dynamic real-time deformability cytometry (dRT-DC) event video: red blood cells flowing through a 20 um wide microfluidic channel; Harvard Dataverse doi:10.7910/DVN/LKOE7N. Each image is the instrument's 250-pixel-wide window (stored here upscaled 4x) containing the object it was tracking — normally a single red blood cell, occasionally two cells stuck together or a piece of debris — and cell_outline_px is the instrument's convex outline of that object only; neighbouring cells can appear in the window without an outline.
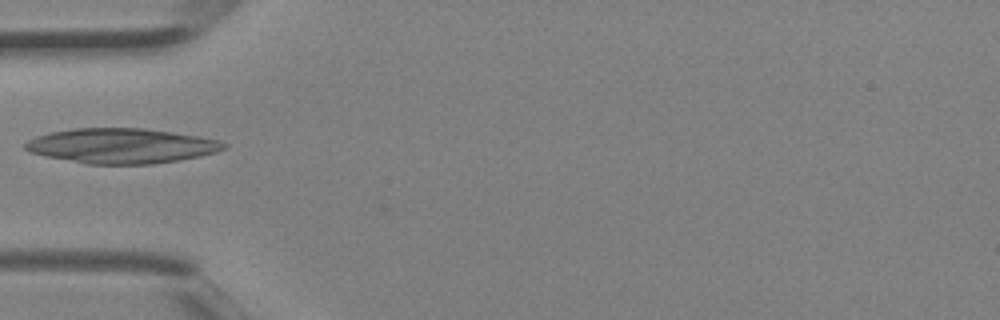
{"species": "Egyptian fruit bat (a non-hibernating species)", "species_latin": "Rousettus aegyptiacus", "temperature_condition": "room temperature", "stored_images_in_passage": 1, "camera_frame_rate_fps": 3000, "um_per_image_px": 0.085, "animal": {"sex": "female"}, "frame": {"image": 1, "passage_image": 1, "time_ms": 0.0, "image_size_px": [1000, 320], "cell_outline_px": [[228, 144], [224, 148], [216, 152], [200, 156], [180, 160], [152, 164], [88, 164], [48, 156], [32, 152], [24, 148], [24, 144], [28, 140], [36, 136], [52, 132], [76, 128], [144, 128], [200, 136], [220, 140]], "centroid_in_image_um": [10.37, 12.39], "position_along_channel_um": 74.6, "area_um2": 40.29}}